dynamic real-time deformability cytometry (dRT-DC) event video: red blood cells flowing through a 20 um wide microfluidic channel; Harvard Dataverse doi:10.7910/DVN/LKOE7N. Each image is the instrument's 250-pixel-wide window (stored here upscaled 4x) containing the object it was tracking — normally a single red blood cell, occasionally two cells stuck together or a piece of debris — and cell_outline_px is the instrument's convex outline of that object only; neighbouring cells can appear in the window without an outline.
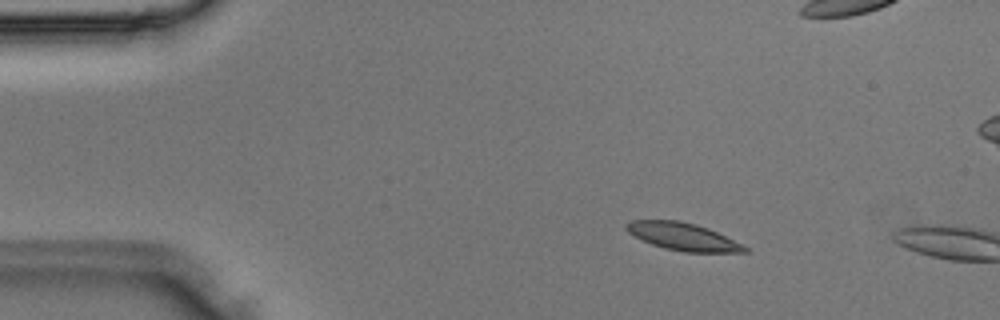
{"species": "Egyptian fruit bat (a non-hibernating species)", "species_latin": "Rousettus aegyptiacus", "temperature_condition": "room temperature", "stored_images_in_passage": 3, "camera_frame_rate_fps": 3000, "um_per_image_px": 0.085, "animal": {"sex": "male"}, "frame": {"image": 1, "passage_image": 2, "time_ms": 0.333, "image_size_px": [1000, 320], "cell_outline_px": [[748, 252], [684, 252], [664, 248], [652, 244], [628, 232], [624, 228], [624, 224], [632, 220], [680, 220], [696, 224], [708, 228], [748, 248]], "centroid_in_image_um": [58.0, 20.1], "position_along_channel_um": 27.0, "area_um2": 18.73}}